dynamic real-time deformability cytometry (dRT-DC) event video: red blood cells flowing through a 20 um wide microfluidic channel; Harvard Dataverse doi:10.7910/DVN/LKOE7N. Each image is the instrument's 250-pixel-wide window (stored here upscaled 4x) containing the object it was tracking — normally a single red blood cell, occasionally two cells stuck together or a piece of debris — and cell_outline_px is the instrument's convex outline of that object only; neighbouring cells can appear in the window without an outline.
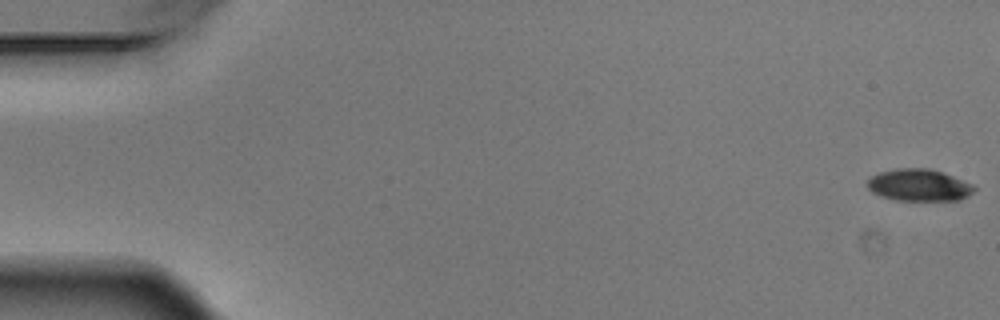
{"species": "Egyptian fruit bat (a non-hibernating species)", "species_latin": "Rousettus aegyptiacus", "temperature_condition": "warm", "stored_images_in_passage": 6, "camera_frame_rate_fps": 3000, "um_per_image_px": 0.085, "animal": {"sex": "male"}, "frame": {"image": 1, "passage_image": 1, "time_ms": 0.0, "image_size_px": [1000, 320], "cell_outline_px": [[976, 188], [968, 196], [960, 200], [896, 200], [880, 196], [872, 192], [868, 188], [868, 180], [872, 176], [880, 172], [896, 168], [928, 168], [944, 172], [972, 184]], "centroid_in_image_um": [78.12, 15.73], "position_along_channel_um": 6.9, "area_um2": 19.88}}